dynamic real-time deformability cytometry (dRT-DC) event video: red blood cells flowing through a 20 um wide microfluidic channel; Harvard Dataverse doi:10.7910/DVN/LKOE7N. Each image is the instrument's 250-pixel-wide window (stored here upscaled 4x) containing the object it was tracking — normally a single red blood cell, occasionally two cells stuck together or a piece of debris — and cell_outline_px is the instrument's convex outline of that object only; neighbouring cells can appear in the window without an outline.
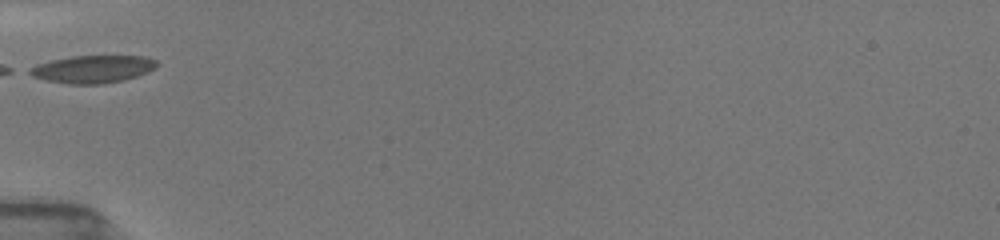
{"species": "common noctule bat (a hibernating species)", "species_latin": "Nyctalus noctula", "temperature_condition": "room temperature", "stored_images_in_passage": 27, "camera_frame_rate_fps": 3000, "um_per_image_px": 0.085, "animal": {"sex": "female", "body_mass_g": 19.5, "forearm_length_mm": 54.1}, "frame": {"image": 1, "passage_image": 1, "time_ms": 0.0, "image_size_px": [1000, 240], "cell_outline_px": [[160, 64], [156, 68], [148, 72], [124, 80], [104, 84], [64, 84], [44, 80], [32, 76], [24, 72], [28, 68], [36, 64], [52, 60], [72, 56], [144, 56], [156, 60]], "centroid_in_image_um": [7.85, 5.88], "position_along_channel_um": 77.2, "area_um2": 20.81}}
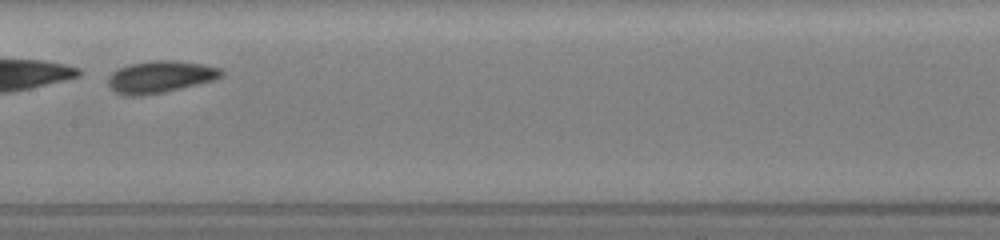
{"frame": {"image": 2, "passage_image": 14, "time_ms": 3.0, "image_size_px": [1000, 240], "cell_outline_px": [[224, 72], [220, 76], [212, 80], [164, 92], [140, 96], [124, 96], [116, 92], [108, 84], [108, 76], [112, 72], [120, 68], [132, 64], [148, 60], [176, 60], [200, 64], [220, 68]], "centroid_in_image_um": [13.57, 6.53], "position_along_channel_um": 193.8, "area_um2": 20.87}}
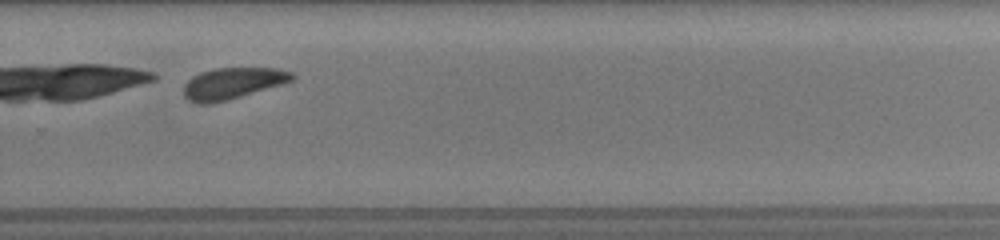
{"frame": {"image": 3, "passage_image": 24, "time_ms": 6.0, "image_size_px": [1000, 240], "cell_outline_px": [[296, 76], [292, 80], [280, 84], [228, 100], [208, 104], [196, 104], [188, 100], [184, 96], [184, 84], [192, 76], [200, 72], [216, 68], [276, 68], [292, 72]], "centroid_in_image_um": [19.72, 7.08], "position_along_channel_um": 310.1, "area_um2": 19.71}, "authors_computed_cell_mechanics": {"area_um2": 20.23, "velocity_mm_per_s": 3.885, "shape_relaxation_time_tau1_ms": 0.9373, "shape_relaxation_time_tau2_ms": 2.715, "deformation_change_tau1": 0.0813, "deformation_change_tau2": 0.0935}}